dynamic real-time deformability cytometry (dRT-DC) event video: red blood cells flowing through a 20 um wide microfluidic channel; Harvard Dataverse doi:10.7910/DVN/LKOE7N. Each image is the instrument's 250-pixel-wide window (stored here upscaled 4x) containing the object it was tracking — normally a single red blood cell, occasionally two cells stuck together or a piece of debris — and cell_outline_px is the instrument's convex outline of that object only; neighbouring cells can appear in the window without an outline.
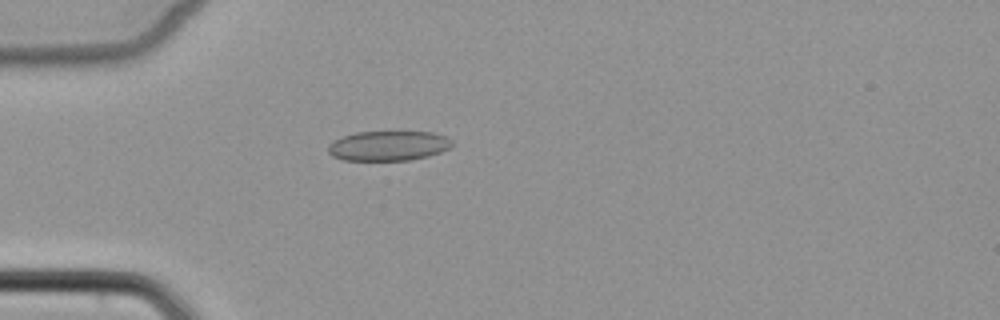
{"species": "common noctule bat (a hibernating species)", "species_latin": "Nyctalus noctula", "temperature_condition": "cold", "stored_images_in_passage": 5, "camera_frame_rate_fps": 3000, "um_per_image_px": 0.085, "animal": {"sex": "female", "body_mass_g": 22.7, "forearm_length_mm": 54.2}, "frame": {"image": 1, "passage_image": 5, "time_ms": 4.667, "image_size_px": [1000, 320], "cell_outline_px": [[452, 144], [448, 148], [440, 152], [428, 156], [408, 160], [344, 160], [332, 156], [328, 152], [328, 144], [344, 136], [356, 132], [432, 132], [448, 136], [452, 140]], "centroid_in_image_um": [33.02, 12.39], "position_along_channel_um": 52.0, "area_um2": 21.44}}